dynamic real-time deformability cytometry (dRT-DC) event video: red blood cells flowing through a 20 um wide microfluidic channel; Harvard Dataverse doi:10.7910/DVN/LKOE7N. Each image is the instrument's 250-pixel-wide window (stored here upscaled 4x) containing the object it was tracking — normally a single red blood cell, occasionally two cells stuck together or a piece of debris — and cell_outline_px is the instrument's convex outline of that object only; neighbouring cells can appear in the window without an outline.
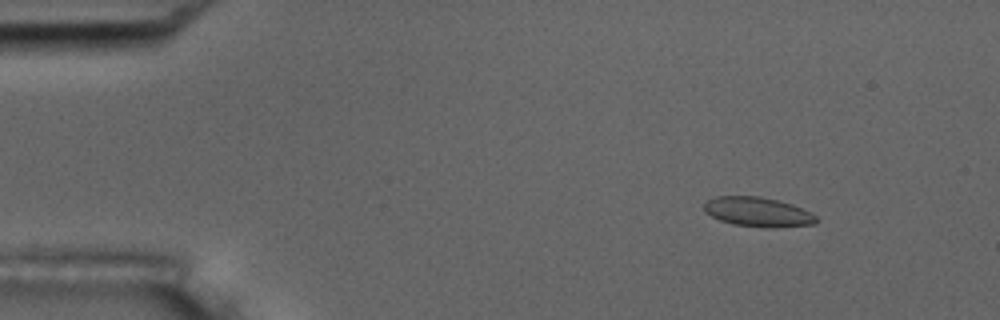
{"species": "common noctule bat (a hibernating species)", "species_latin": "Nyctalus noctula", "temperature_condition": "room temperature", "stored_images_in_passage": 5, "camera_frame_rate_fps": 3000, "um_per_image_px": 0.085, "animal": {"sex": "male", "body_mass_g": 17.5, "forearm_length_mm": 52.3}, "frame": {"image": 1, "passage_image": 2, "time_ms": 1.0, "image_size_px": [1000, 320], "cell_outline_px": [[820, 220], [816, 224], [776, 228], [772, 228], [732, 224], [720, 220], [704, 212], [704, 204], [708, 200], [716, 196], [760, 196], [792, 204], [816, 216]], "centroid_in_image_um": [64.43, 18.02], "position_along_channel_um": 20.6, "area_um2": 19.31}}
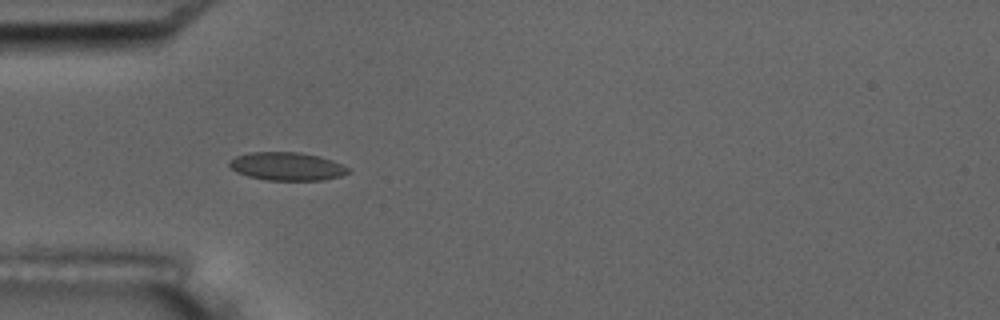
{"frame": {"image": 2, "passage_image": 4, "time_ms": 4.333, "image_size_px": [1000, 320], "cell_outline_px": [[348, 172], [340, 176], [324, 180], [268, 180], [248, 176], [236, 172], [228, 164], [228, 160], [236, 156], [248, 152], [300, 152], [320, 156], [332, 160], [348, 168]], "centroid_in_image_um": [24.35, 14.13], "position_along_channel_um": 60.7, "area_um2": 19.48}}